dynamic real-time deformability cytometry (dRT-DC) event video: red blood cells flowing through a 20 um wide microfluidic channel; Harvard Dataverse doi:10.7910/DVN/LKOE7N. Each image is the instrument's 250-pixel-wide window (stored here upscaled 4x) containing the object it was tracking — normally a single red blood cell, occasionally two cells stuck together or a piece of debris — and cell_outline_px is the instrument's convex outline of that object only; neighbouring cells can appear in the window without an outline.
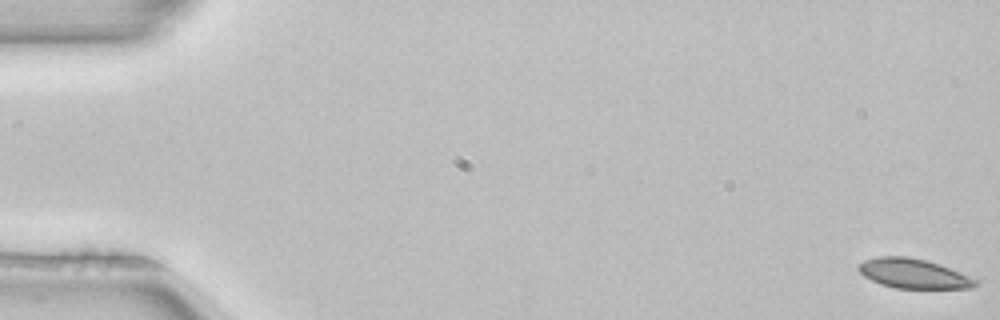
{"species": "common noctule bat (a hibernating species)", "species_latin": "Nyctalus noctula", "temperature_condition": "room temperature", "stored_images_in_passage": 4, "camera_frame_rate_fps": 3000, "um_per_image_px": 0.085, "animal": {"sex": "female", "body_mass_g": 22.7, "forearm_length_mm": 54.2}, "frame": {"image": 1, "passage_image": 1, "time_ms": 0.0, "image_size_px": [1000, 320], "cell_outline_px": [[976, 284], [972, 288], [896, 288], [880, 284], [864, 276], [856, 268], [864, 260], [876, 256], [904, 256], [924, 260], [940, 264], [968, 276], [976, 280]], "centroid_in_image_um": [77.58, 23.25], "position_along_channel_um": 7.4, "area_um2": 19.88}}
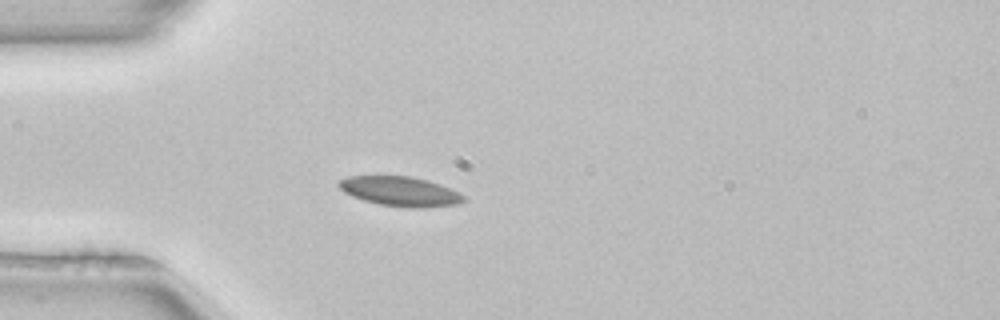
{"frame": {"image": 2, "passage_image": 4, "time_ms": 1.0, "image_size_px": [1000, 320], "cell_outline_px": [[464, 200], [456, 204], [424, 208], [412, 208], [380, 204], [364, 200], [352, 196], [344, 192], [336, 184], [336, 180], [348, 176], [412, 176], [428, 180], [440, 184], [464, 196]], "centroid_in_image_um": [33.95, 16.25], "position_along_channel_um": 51.0, "area_um2": 21.44}}